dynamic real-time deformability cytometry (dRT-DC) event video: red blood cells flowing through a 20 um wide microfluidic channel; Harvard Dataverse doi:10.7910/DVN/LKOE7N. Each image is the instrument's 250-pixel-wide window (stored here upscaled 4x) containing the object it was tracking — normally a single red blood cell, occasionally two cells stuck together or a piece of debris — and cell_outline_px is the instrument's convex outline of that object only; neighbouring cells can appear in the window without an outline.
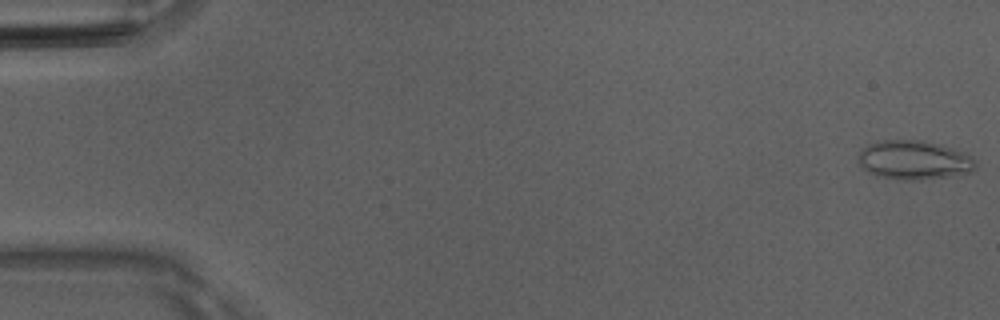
{"species": "Egyptian fruit bat (a non-hibernating species)", "species_latin": "Rousettus aegyptiacus", "temperature_condition": "room temperature", "stored_images_in_passage": 51, "camera_frame_rate_fps": 3000, "um_per_image_px": 0.085, "animal": {"sex": "male"}, "frame": {"image": 1, "passage_image": 1, "time_ms": 0.0, "image_size_px": [1000, 320], "cell_outline_px": [[976, 168], [972, 172], [948, 176], [920, 180], [908, 180], [876, 176], [868, 172], [860, 164], [856, 156], [860, 148], [868, 144], [880, 140], [920, 140], [940, 144], [952, 148], [972, 156], [976, 164]], "centroid_in_image_um": [77.66, 13.6], "position_along_channel_um": 7.3, "area_um2": 26.88}}
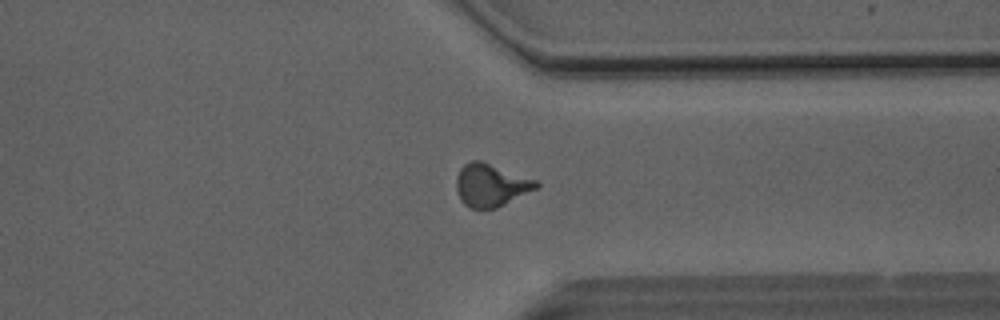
{"frame": {"image": 2, "passage_image": 39, "time_ms": 12.667, "image_size_px": [1000, 320], "cell_outline_px": [[540, 188], [496, 208], [472, 208], [464, 204], [460, 200], [456, 188], [456, 176], [460, 168], [464, 164], [472, 160], [480, 160], [536, 180], [540, 184]], "centroid_in_image_um": [41.73, 15.74], "position_along_channel_um": 369.7, "area_um2": 19.94}}
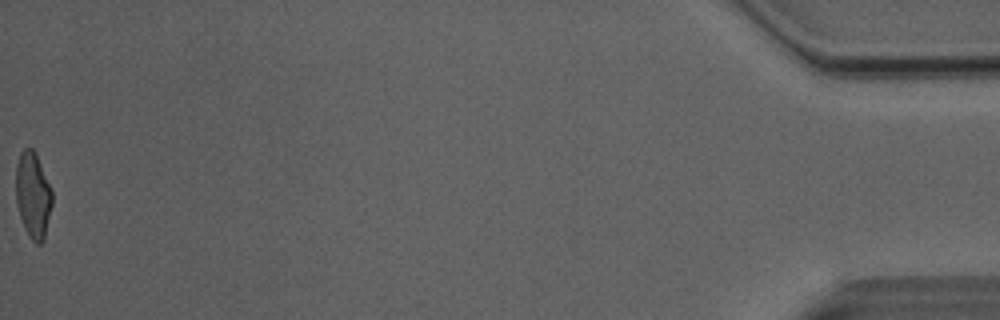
{"frame": {"image": 3, "passage_image": 51, "time_ms": 16.667, "image_size_px": [1000, 320], "cell_outline_px": [[52, 204], [44, 240], [40, 244], [36, 244], [32, 240], [24, 228], [16, 204], [16, 164], [20, 152], [24, 148], [32, 148], [36, 152], [52, 188]], "centroid_in_image_um": [2.81, 16.56], "position_along_channel_um": 432.4, "area_um2": 18.44}, "authors_computed_cell_mechanics": {"area_um2": 19.1896, "velocity_mm_per_s": 4.0942, "shape_relaxation_time_tau1_ms": 5.8525, "shape_relaxation_time_tau2_ms": 1.2195, "deformation_change_tau1": 0.1878, "deformation_change_tau2": 0.0845}}